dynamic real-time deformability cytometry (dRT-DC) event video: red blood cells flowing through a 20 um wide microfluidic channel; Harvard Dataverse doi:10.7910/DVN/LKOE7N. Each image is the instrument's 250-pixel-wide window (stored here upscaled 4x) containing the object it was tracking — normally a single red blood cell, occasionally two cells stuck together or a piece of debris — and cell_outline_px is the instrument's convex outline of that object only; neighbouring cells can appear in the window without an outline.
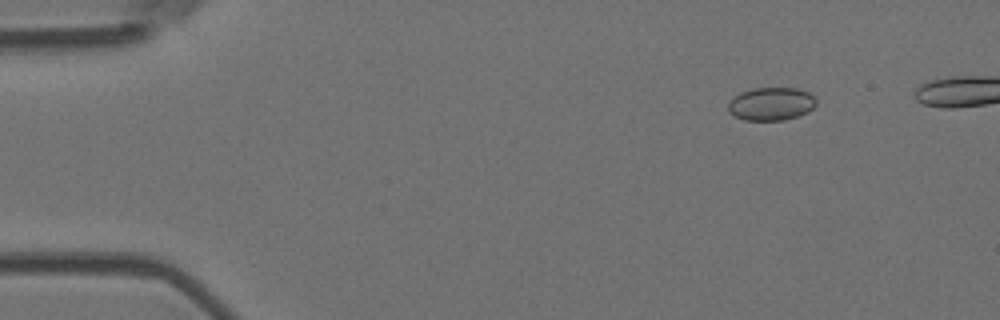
{"species": "Egyptian fruit bat (a non-hibernating species)", "species_latin": "Rousettus aegyptiacus", "temperature_condition": "room temperature", "stored_images_in_passage": 6, "camera_frame_rate_fps": 3000, "um_per_image_px": 0.085, "animal": {"sex": "female"}, "frame": {"image": 1, "passage_image": 2, "time_ms": 0.333, "image_size_px": [1000, 320], "cell_outline_px": [[816, 104], [808, 112], [800, 116], [784, 120], [744, 120], [728, 112], [728, 104], [740, 92], [752, 88], [796, 88], [808, 92], [816, 96]], "centroid_in_image_um": [65.58, 8.83], "position_along_channel_um": 19.4, "area_um2": 17.05}}
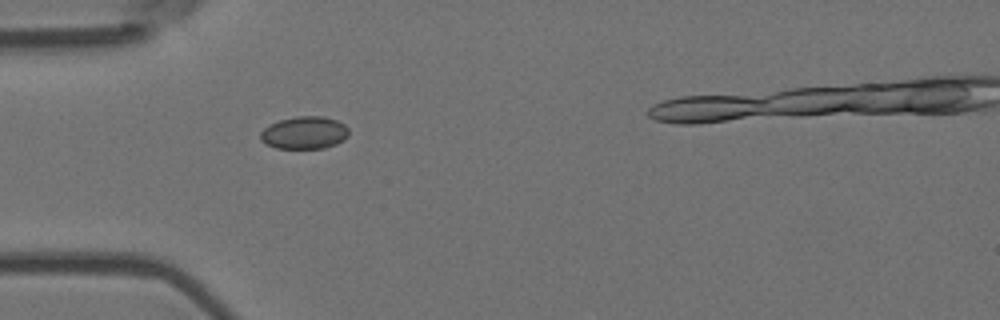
{"frame": {"image": 2, "passage_image": 5, "time_ms": 1.333, "image_size_px": [1000, 320], "cell_outline_px": [[348, 136], [344, 140], [336, 144], [324, 148], [276, 148], [264, 144], [260, 140], [260, 132], [264, 128], [280, 120], [296, 116], [324, 116], [336, 120], [344, 124], [348, 128]], "centroid_in_image_um": [25.87, 11.29], "position_along_channel_um": 59.1, "area_um2": 16.82}}